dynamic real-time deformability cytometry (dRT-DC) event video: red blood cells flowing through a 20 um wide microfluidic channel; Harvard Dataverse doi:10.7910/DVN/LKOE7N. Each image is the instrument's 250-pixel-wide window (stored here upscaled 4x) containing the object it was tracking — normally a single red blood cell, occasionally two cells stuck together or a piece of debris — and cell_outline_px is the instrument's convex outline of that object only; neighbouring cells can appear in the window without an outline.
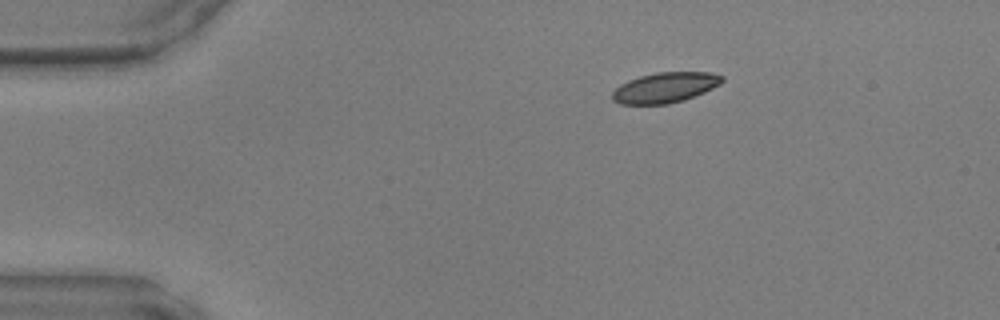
{"species": "common noctule bat (a hibernating species)", "species_latin": "Nyctalus noctula", "temperature_condition": "warm", "stored_images_in_passage": 40, "camera_frame_rate_fps": 3000, "um_per_image_px": 0.085, "animal": {"sex": "male", "body_mass_g": 17.9, "forearm_length_mm": 54.2}, "frame": {"image": 1, "passage_image": 1, "time_ms": 0.0, "image_size_px": [1000, 320], "cell_outline_px": [[724, 80], [720, 84], [704, 92], [684, 100], [668, 104], [620, 104], [612, 100], [612, 92], [620, 84], [628, 80], [640, 76], [656, 72], [708, 72], [724, 76]], "centroid_in_image_um": [56.52, 7.44], "position_along_channel_um": 28.5, "area_um2": 19.42}}
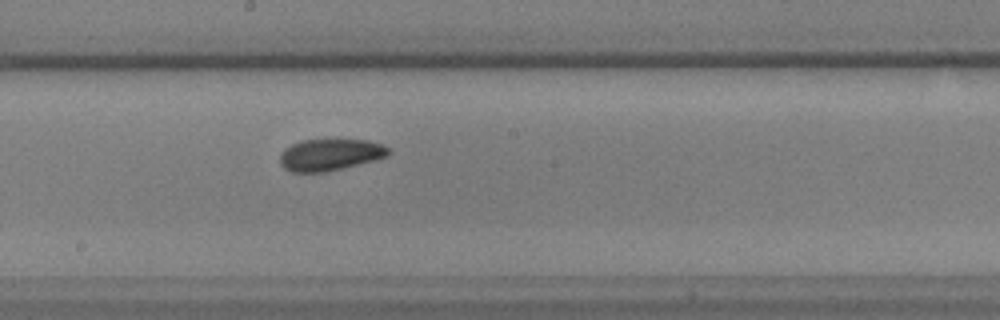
{"frame": {"image": 2, "passage_image": 19, "time_ms": 6.0, "image_size_px": [1000, 320], "cell_outline_px": [[392, 152], [388, 156], [376, 160], [324, 172], [292, 172], [284, 168], [280, 164], [280, 152], [284, 148], [292, 144], [304, 140], [368, 140], [392, 148]], "centroid_in_image_um": [28.08, 13.15], "position_along_channel_um": 220.1, "area_um2": 20.11}}
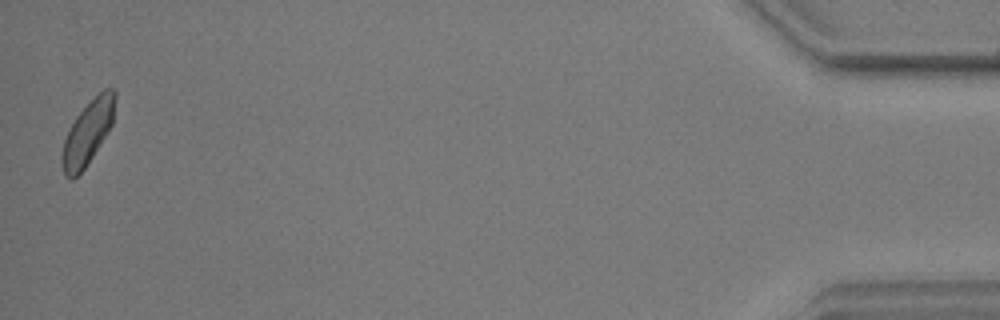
{"frame": {"image": 3, "passage_image": 40, "time_ms": 13.0, "image_size_px": [1000, 320], "cell_outline_px": [[116, 100], [112, 124], [92, 156], [84, 168], [72, 180], [64, 176], [60, 156], [64, 140], [76, 116], [104, 88], [112, 88], [116, 92]], "centroid_in_image_um": [7.45, 11.28], "position_along_channel_um": 427.8, "area_um2": 19.31}}